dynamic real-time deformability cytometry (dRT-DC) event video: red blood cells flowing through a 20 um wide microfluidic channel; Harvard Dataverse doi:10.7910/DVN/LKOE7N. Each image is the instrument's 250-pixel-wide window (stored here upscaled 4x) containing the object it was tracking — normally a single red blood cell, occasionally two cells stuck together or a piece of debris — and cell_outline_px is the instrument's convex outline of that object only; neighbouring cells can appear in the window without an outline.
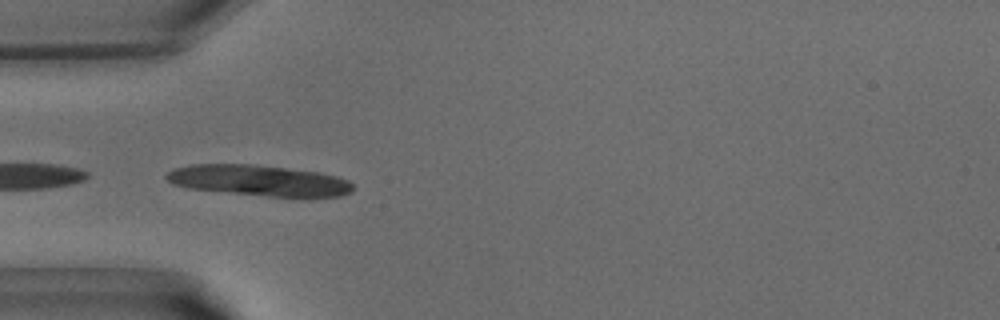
{"species": "common noctule bat (a hibernating species)", "species_latin": "Nyctalus noctula", "temperature_condition": "warm", "stored_images_in_passage": 27, "camera_frame_rate_fps": 3000, "um_per_image_px": 0.085, "animal": {"sex": "male", "body_mass_g": 15.6}, "frame": {"image": 1, "passage_image": 12, "time_ms": 3.667, "image_size_px": [1000, 320], "cell_outline_px": [[352, 192], [340, 196], [308, 200], [300, 200], [188, 188], [172, 184], [164, 176], [172, 168], [192, 164], [256, 164], [320, 172], [336, 176], [348, 180], [352, 184]], "centroid_in_image_um": [22.1, 15.38], "position_along_channel_um": 62.9, "area_um2": 34.8}}
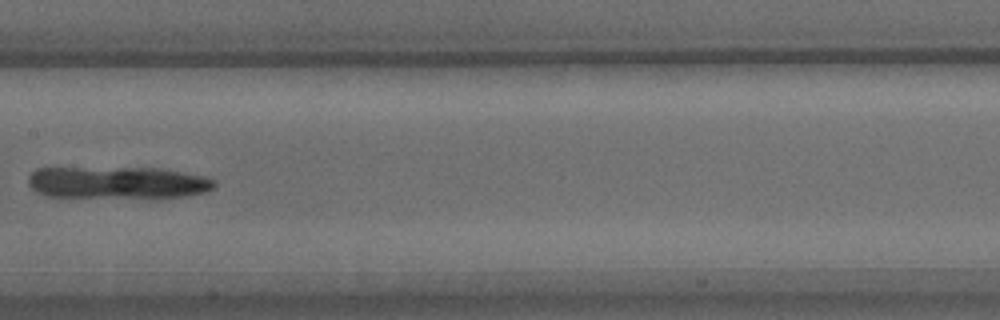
{"frame": {"image": 2, "passage_image": 20, "time_ms": 6.333, "image_size_px": [1000, 320], "cell_outline_px": [[216, 184], [212, 188], [204, 192], [184, 196], [48, 196], [32, 188], [28, 184], [28, 176], [36, 168], [160, 168], [204, 176], [216, 180]], "centroid_in_image_um": [9.99, 15.49], "position_along_channel_um": 197.4, "area_um2": 33.99}}
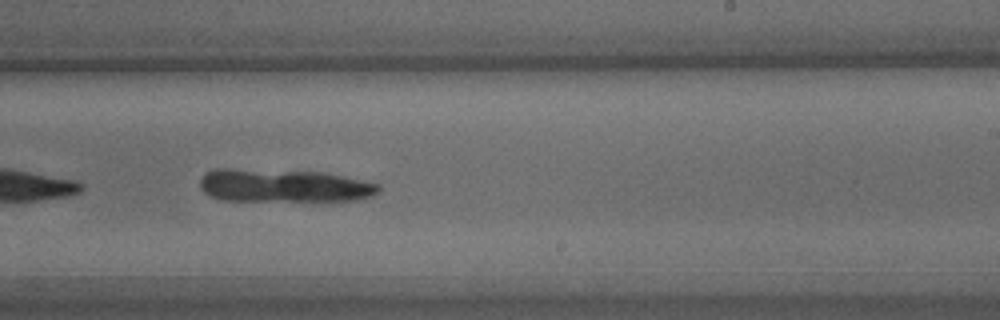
{"frame": {"image": 3, "passage_image": 24, "time_ms": 7.667, "image_size_px": [1000, 320], "cell_outline_px": [[380, 188], [372, 196], [356, 200], [220, 200], [204, 192], [200, 188], [200, 180], [212, 168], [228, 168], [324, 172], [344, 176], [380, 184]], "centroid_in_image_um": [24.1, 15.76], "position_along_channel_um": 264.9, "area_um2": 34.28}}